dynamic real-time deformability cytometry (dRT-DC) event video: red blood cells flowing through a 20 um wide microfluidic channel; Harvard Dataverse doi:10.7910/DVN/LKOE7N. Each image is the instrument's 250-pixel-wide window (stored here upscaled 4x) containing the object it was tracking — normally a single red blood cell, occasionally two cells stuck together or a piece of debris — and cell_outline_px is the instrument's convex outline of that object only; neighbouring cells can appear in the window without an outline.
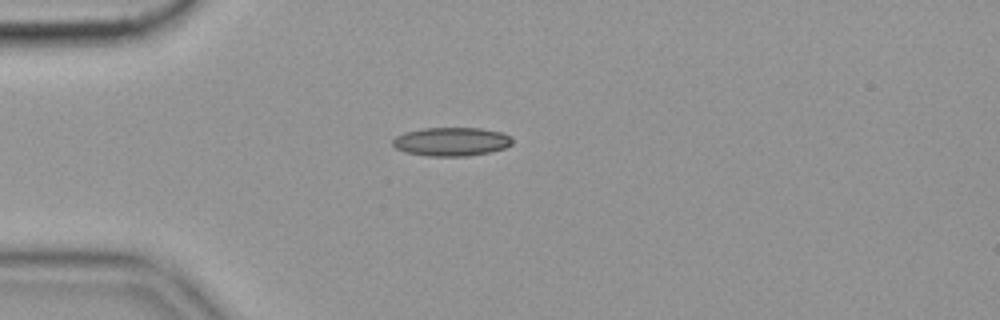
{"species": "common noctule bat (a hibernating species)", "species_latin": "Nyctalus noctula", "temperature_condition": "cold", "stored_images_in_passage": 42, "camera_frame_rate_fps": 3000, "um_per_image_px": 0.085, "animal": {"sex": "female", "body_mass_g": 19.9}, "frame": {"image": 1, "passage_image": 1, "time_ms": 0.0, "image_size_px": [1000, 320], "cell_outline_px": [[512, 144], [504, 148], [488, 152], [468, 156], [428, 156], [404, 152], [396, 148], [392, 144], [392, 140], [396, 136], [404, 132], [424, 128], [480, 128], [500, 132], [512, 136]], "centroid_in_image_um": [38.35, 12.04], "position_along_channel_um": 46.7, "area_um2": 20.0}, "authors_computed_cell_mechanics": {"area_um2": 18.8428, "velocity_mm_per_s": 3.5576, "shape_relaxation_time_tau1_ms": 8.8145, "shape_relaxation_time_tau2_ms": 3.8722, "deformation_change_tau1": 0.1843, "deformation_change_tau2": 0.1194}}